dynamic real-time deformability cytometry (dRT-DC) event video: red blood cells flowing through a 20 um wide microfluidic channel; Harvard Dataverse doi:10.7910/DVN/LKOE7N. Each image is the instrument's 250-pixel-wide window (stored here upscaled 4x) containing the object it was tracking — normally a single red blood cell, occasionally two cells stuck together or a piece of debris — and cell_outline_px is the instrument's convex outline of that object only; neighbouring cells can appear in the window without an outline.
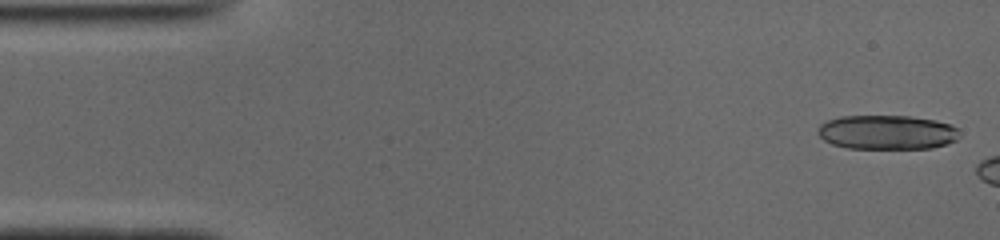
{"species": "common noctule bat (a hibernating species)", "species_latin": "Nyctalus noctula", "temperature_condition": "cold", "stored_images_in_passage": 7, "camera_frame_rate_fps": 3000, "um_per_image_px": 0.085, "animal": {"sex": "male", "body_mass_g": 19.0, "forearm_length_mm": 50.8}, "frame": {"image": 1, "passage_image": 2, "time_ms": 0.333, "image_size_px": [1000, 240], "cell_outline_px": [[960, 136], [956, 140], [948, 144], [932, 148], [848, 148], [832, 144], [824, 140], [816, 132], [820, 124], [828, 120], [840, 116], [908, 116], [936, 120], [948, 124], [956, 128]], "centroid_in_image_um": [75.38, 11.24], "position_along_channel_um": 9.6, "area_um2": 28.32}}